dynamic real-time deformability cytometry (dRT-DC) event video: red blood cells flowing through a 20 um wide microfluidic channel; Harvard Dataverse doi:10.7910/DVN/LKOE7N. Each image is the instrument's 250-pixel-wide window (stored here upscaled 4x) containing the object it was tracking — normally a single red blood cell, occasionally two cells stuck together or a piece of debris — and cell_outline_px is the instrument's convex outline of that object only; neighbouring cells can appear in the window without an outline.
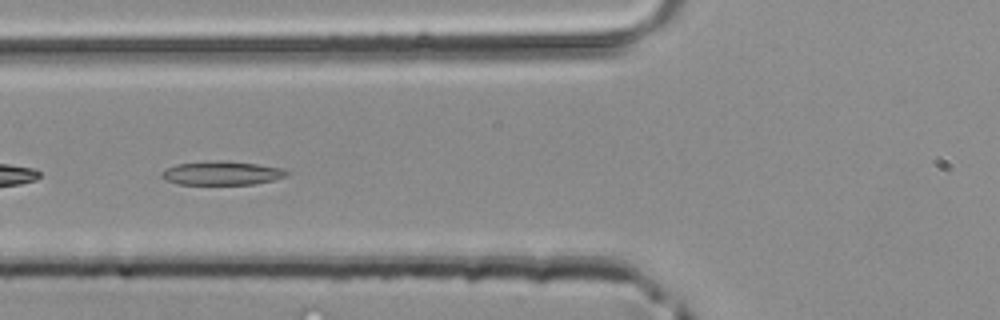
{"species": "common noctule bat (a hibernating species)", "species_latin": "Nyctalus noctula", "temperature_condition": "room temperature", "stored_images_in_passage": 5, "camera_frame_rate_fps": 3000, "um_per_image_px": 0.085, "animal": {"sex": "male", "body_mass_g": 20.4}, "frame": {"image": 1, "passage_image": 4, "time_ms": 1.0, "image_size_px": [1000, 320], "cell_outline_px": [[292, 172], [288, 176], [272, 180], [252, 184], [180, 184], [164, 180], [160, 176], [160, 172], [164, 168], [176, 164], [216, 160], [228, 160], [260, 164], [284, 168]], "centroid_in_image_um": [18.87, 14.7], "position_along_channel_um": 106.9, "area_um2": 17.74}}
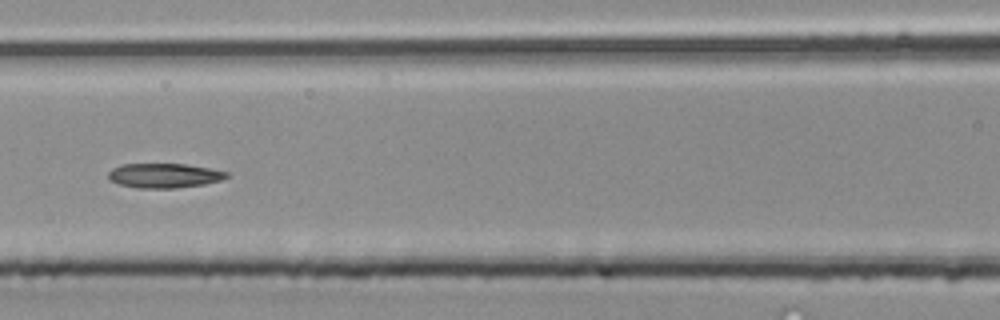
{"frame": {"image": 2, "passage_image": 5, "time_ms": 1.333, "image_size_px": [1000, 320], "cell_outline_px": [[228, 176], [220, 180], [204, 184], [176, 188], [140, 188], [120, 184], [108, 180], [108, 172], [112, 168], [124, 164], [184, 164], [208, 168], [228, 172]], "centroid_in_image_um": [13.92, 14.92], "position_along_channel_um": 152.7, "area_um2": 16.76}}